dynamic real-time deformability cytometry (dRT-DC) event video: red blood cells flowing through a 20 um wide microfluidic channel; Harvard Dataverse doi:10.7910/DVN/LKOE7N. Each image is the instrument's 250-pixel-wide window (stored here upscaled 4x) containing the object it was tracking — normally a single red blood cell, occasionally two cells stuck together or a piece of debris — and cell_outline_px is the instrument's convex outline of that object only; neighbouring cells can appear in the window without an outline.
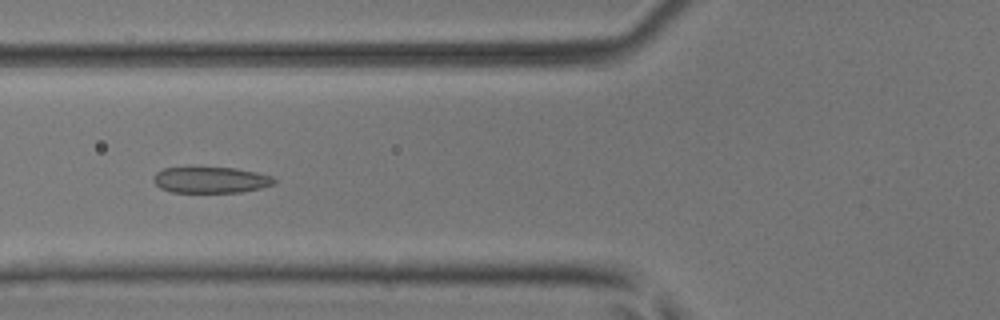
{"species": "common noctule bat (a hibernating species)", "species_latin": "Nyctalus noctula", "temperature_condition": "room temperature", "stored_images_in_passage": 50, "camera_frame_rate_fps": 3000, "um_per_image_px": 0.085, "animal": {"sex": "male", "body_mass_g": 17.9, "forearm_length_mm": 54.2}, "frame": {"image": 1, "passage_image": 19, "time_ms": 6.0, "image_size_px": [1000, 320], "cell_outline_px": [[276, 184], [260, 188], [240, 192], [172, 192], [160, 188], [152, 180], [152, 176], [156, 172], [164, 168], [236, 168], [256, 172], [272, 176], [276, 180]], "centroid_in_image_um": [17.91, 15.3], "position_along_channel_um": 107.9, "area_um2": 18.32}}
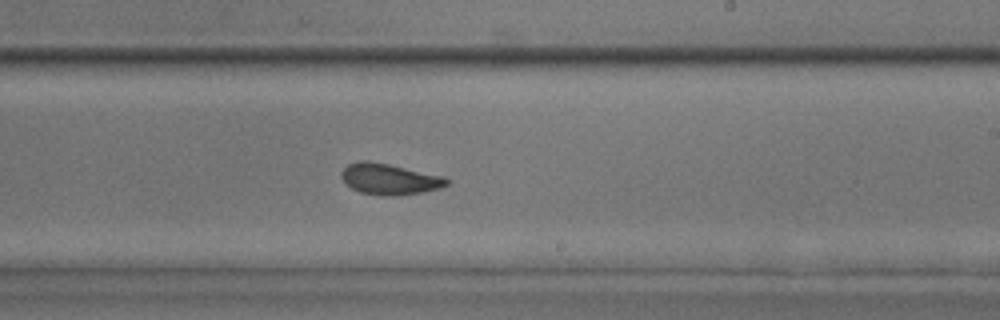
{"frame": {"image": 2, "passage_image": 30, "time_ms": 9.667, "image_size_px": [1000, 320], "cell_outline_px": [[448, 184], [440, 188], [424, 192], [396, 196], [384, 196], [360, 192], [352, 188], [340, 176], [340, 172], [348, 164], [360, 160], [368, 160], [388, 164], [444, 176], [448, 180]], "centroid_in_image_um": [33.1, 15.22], "position_along_channel_um": 255.9, "area_um2": 19.02}}
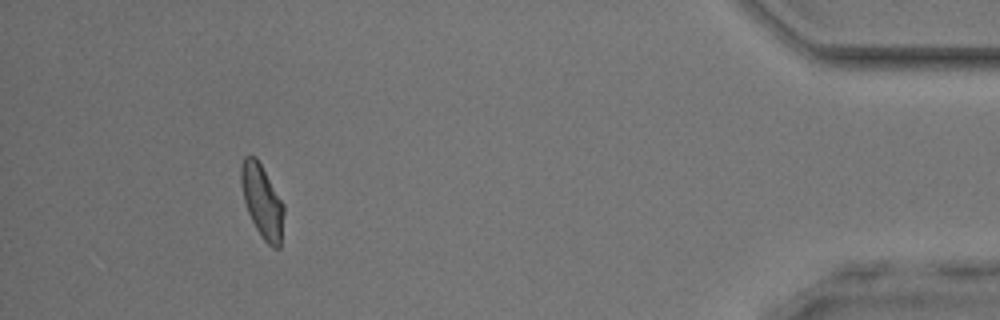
{"frame": {"image": 3, "passage_image": 46, "time_ms": 15.0, "image_size_px": [1000, 320], "cell_outline_px": [[284, 212], [280, 248], [272, 248], [264, 240], [256, 228], [248, 212], [244, 200], [240, 180], [240, 164], [244, 156], [256, 156], [284, 204]], "centroid_in_image_um": [22.28, 17.09], "position_along_channel_um": 412.9, "area_um2": 18.21}, "authors_computed_cell_mechanics": {"area_um2": 18.8428, "velocity_mm_per_s": 4.0553, "shape_relaxation_time_tau1_ms": 3.704, "shape_relaxation_time_tau2_ms": 1.0343, "deformation_change_tau1": 0.1415, "deformation_change_tau2": 0.0862}}